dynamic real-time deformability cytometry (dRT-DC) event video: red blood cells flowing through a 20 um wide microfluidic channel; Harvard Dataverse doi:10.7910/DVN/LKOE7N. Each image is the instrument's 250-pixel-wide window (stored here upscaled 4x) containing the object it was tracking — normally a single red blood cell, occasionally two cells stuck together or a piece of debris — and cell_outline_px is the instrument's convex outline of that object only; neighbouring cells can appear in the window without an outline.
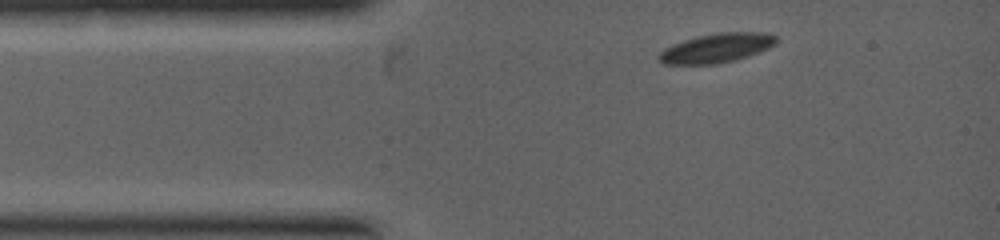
{"species": "common noctule bat (a hibernating species)", "species_latin": "Nyctalus noctula", "temperature_condition": "warm", "stored_images_in_passage": 3, "camera_frame_rate_fps": 5000, "um_per_image_px": 0.085, "animal": {"sex": "female", "body_mass_g": 19.0, "forearm_length_mm": 53.3}, "frame": {"image": 1, "passage_image": 1, "time_ms": 0.0, "image_size_px": [1000, 240], "cell_outline_px": [[776, 44], [768, 48], [732, 60], [716, 64], [664, 64], [656, 56], [664, 48], [672, 44], [696, 36], [716, 32], [764, 32], [776, 36]], "centroid_in_image_um": [60.86, 4.06], "position_along_channel_um": 24.1, "area_um2": 19.83}}
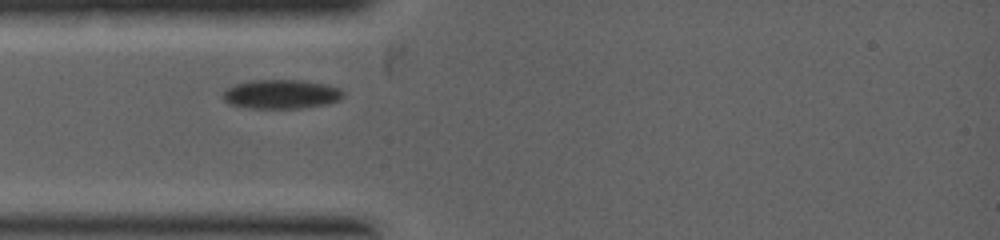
{"frame": {"image": 2, "passage_image": 2, "time_ms": 1.0, "image_size_px": [1000, 240], "cell_outline_px": [[344, 96], [340, 100], [328, 104], [300, 108], [248, 108], [228, 104], [220, 96], [224, 88], [236, 84], [252, 80], [304, 80], [328, 84], [340, 88], [344, 92]], "centroid_in_image_um": [23.89, 8.0], "position_along_channel_um": 61.1, "area_um2": 20.87}}
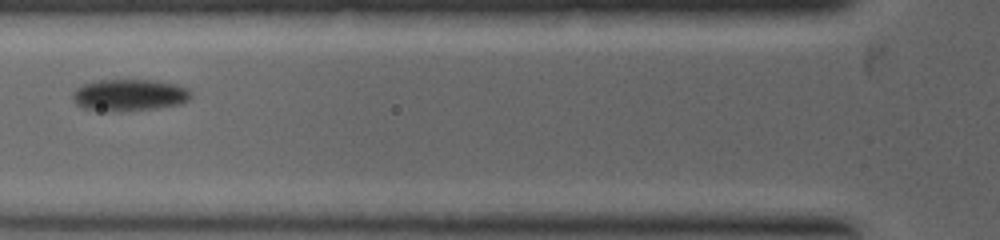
{"frame": {"image": 3, "passage_image": 3, "time_ms": 1.8, "image_size_px": [1000, 240], "cell_outline_px": [[192, 96], [184, 104], [156, 108], [124, 112], [108, 112], [84, 108], [76, 104], [72, 100], [72, 92], [76, 88], [84, 84], [96, 80], [156, 80], [180, 84], [188, 88], [192, 92]], "centroid_in_image_um": [11.03, 8.09], "position_along_channel_um": 114.8, "area_um2": 22.6}}